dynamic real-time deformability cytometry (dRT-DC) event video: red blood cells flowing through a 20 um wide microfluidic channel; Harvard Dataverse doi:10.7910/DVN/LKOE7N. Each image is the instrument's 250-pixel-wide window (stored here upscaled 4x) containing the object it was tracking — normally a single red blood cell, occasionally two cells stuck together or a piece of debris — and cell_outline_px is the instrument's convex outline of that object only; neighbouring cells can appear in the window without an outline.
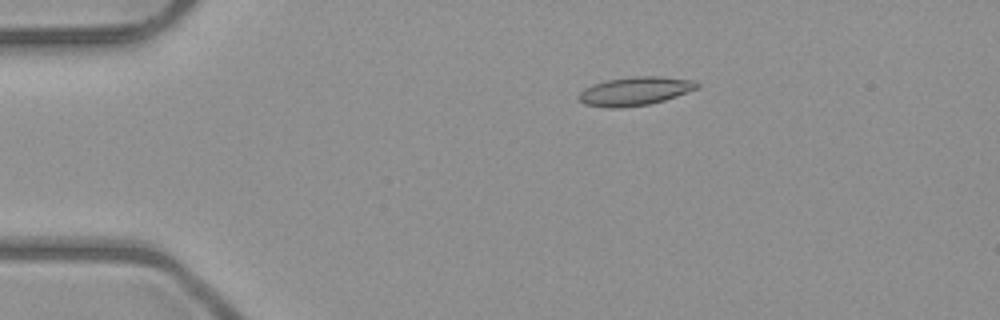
{"species": "common noctule bat (a hibernating species)", "species_latin": "Nyctalus noctula", "temperature_condition": "room temperature", "stored_images_in_passage": 5, "camera_frame_rate_fps": 3000, "um_per_image_px": 0.085, "animal": {"sex": "male", "body_mass_g": 23.1, "forearm_length_mm": 52.7}, "frame": {"image": 1, "passage_image": 3, "time_ms": 2.333, "image_size_px": [1000, 320], "cell_outline_px": [[700, 88], [664, 100], [648, 104], [620, 108], [608, 108], [584, 104], [576, 96], [584, 88], [592, 84], [608, 80], [632, 76], [660, 76], [696, 80], [700, 84]], "centroid_in_image_um": [53.99, 7.74], "position_along_channel_um": 31.0, "area_um2": 19.88}}
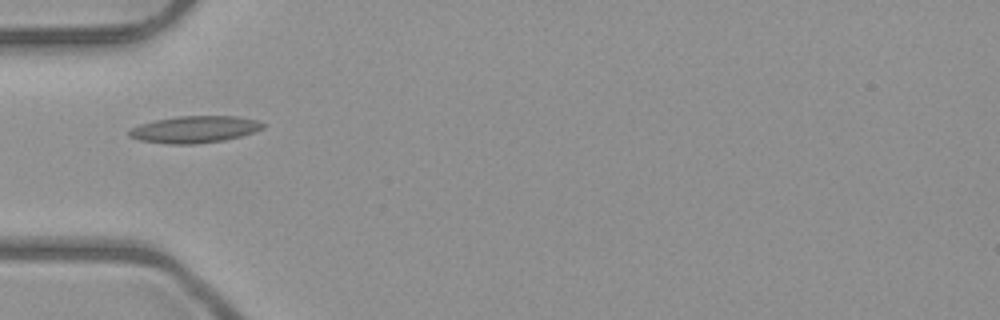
{"frame": {"image": 2, "passage_image": 5, "time_ms": 4.667, "image_size_px": [1000, 320], "cell_outline_px": [[268, 124], [264, 128], [240, 136], [224, 140], [192, 144], [168, 144], [140, 140], [128, 136], [128, 132], [132, 128], [140, 124], [156, 120], [176, 116], [236, 116], [256, 120]], "centroid_in_image_um": [16.55, 10.99], "position_along_channel_um": 68.4, "area_um2": 20.87}}